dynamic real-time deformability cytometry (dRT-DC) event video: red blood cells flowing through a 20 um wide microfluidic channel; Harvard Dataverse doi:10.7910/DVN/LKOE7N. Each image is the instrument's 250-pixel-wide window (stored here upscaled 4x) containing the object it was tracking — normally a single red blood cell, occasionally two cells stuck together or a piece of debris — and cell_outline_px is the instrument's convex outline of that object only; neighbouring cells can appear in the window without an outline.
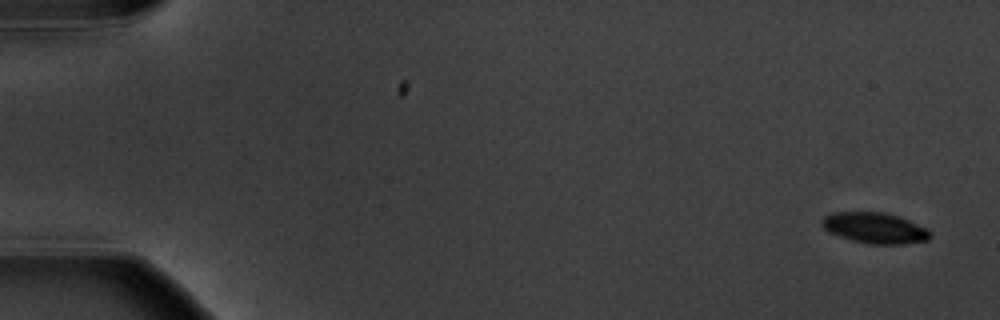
{"species": "common noctule bat (a hibernating species)", "species_latin": "Nyctalus noctula", "temperature_condition": "warm", "stored_images_in_passage": 11, "camera_frame_rate_fps": 3000, "um_per_image_px": 0.085, "animal": {"sex": "male", "body_mass_g": 20.1, "forearm_length_mm": 53.5}, "frame": {"image": 1, "passage_image": 1, "time_ms": 0.0, "image_size_px": [1000, 320], "cell_outline_px": [[932, 236], [928, 240], [904, 244], [868, 244], [852, 240], [828, 232], [820, 224], [820, 220], [824, 216], [832, 212], [884, 212], [900, 216], [928, 228], [932, 232]], "centroid_in_image_um": [74.38, 19.37], "position_along_channel_um": 10.6, "area_um2": 19.77}}
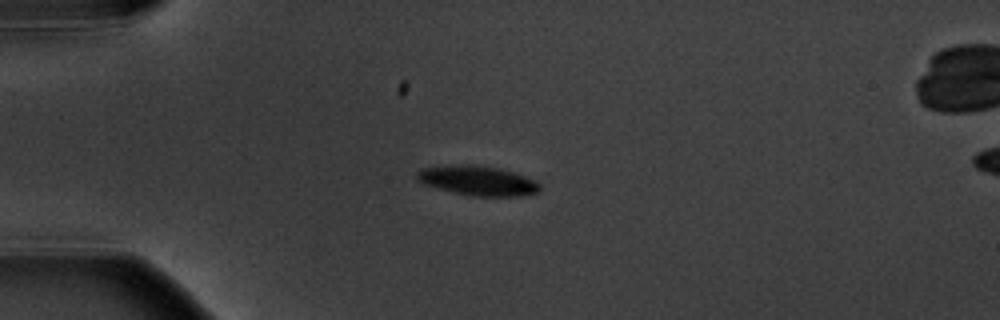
{"frame": {"image": 2, "passage_image": 4, "time_ms": 4.333, "image_size_px": [1000, 320], "cell_outline_px": [[540, 188], [536, 192], [524, 196], [472, 196], [452, 192], [424, 184], [416, 180], [416, 172], [424, 168], [496, 168], [512, 172], [536, 180], [540, 184]], "centroid_in_image_um": [40.68, 15.43], "position_along_channel_um": 44.3, "area_um2": 19.88}}
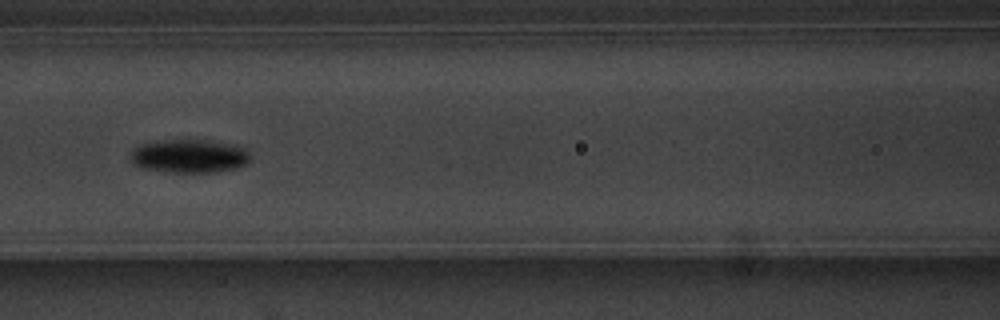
{"frame": {"image": 3, "passage_image": 7, "time_ms": 8.0, "image_size_px": [1000, 320], "cell_outline_px": [[248, 160], [244, 164], [236, 168], [216, 172], [168, 172], [144, 168], [132, 164], [132, 152], [136, 148], [144, 144], [172, 140], [200, 140], [236, 144], [244, 148], [248, 152]], "centroid_in_image_um": [16.12, 13.28], "position_along_channel_um": 150.5, "area_um2": 22.83}}